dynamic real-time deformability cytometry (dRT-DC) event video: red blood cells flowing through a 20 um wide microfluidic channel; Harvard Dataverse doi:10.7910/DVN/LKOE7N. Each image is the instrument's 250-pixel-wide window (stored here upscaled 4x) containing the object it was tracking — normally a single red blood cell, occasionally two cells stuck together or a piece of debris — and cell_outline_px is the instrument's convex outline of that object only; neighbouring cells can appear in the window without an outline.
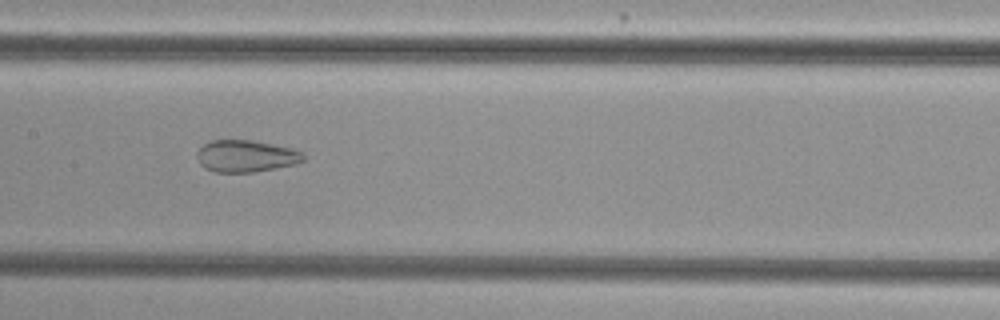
{"species": "common noctule bat (a hibernating species)", "species_latin": "Nyctalus noctula", "temperature_condition": "cold", "stored_images_in_passage": 40, "camera_frame_rate_fps": 3000, "um_per_image_px": 0.085, "animal": {"sex": "female", "body_mass_g": 29.2, "forearm_length_mm": 56.3}, "frame": {"image": 1, "passage_image": 13, "time_ms": 4.0, "image_size_px": [1000, 320], "cell_outline_px": [[304, 160], [296, 164], [276, 168], [252, 172], [216, 172], [204, 168], [200, 164], [196, 156], [196, 152], [204, 144], [212, 140], [252, 140], [292, 148], [300, 152], [304, 156]], "centroid_in_image_um": [20.88, 13.27], "position_along_channel_um": 186.5, "area_um2": 19.77}}
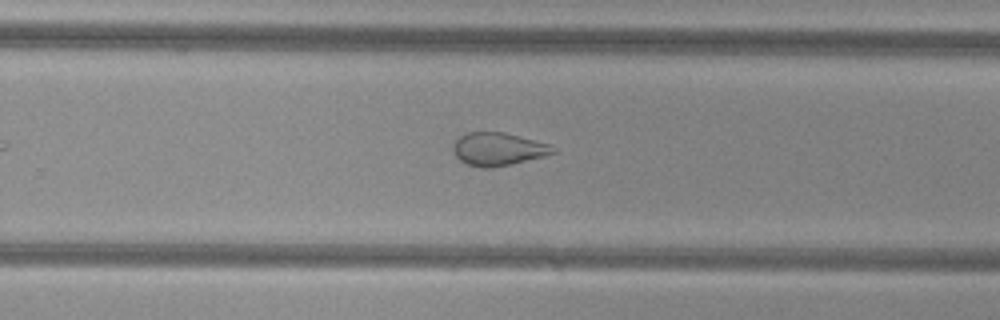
{"frame": {"image": 2, "passage_image": 21, "time_ms": 6.667, "image_size_px": [1000, 320], "cell_outline_px": [[556, 152], [544, 156], [492, 168], [480, 168], [468, 164], [460, 160], [452, 152], [452, 144], [460, 136], [468, 132], [504, 132], [548, 144], [556, 148]], "centroid_in_image_um": [42.3, 12.67], "position_along_channel_um": 287.5, "area_um2": 19.07}}
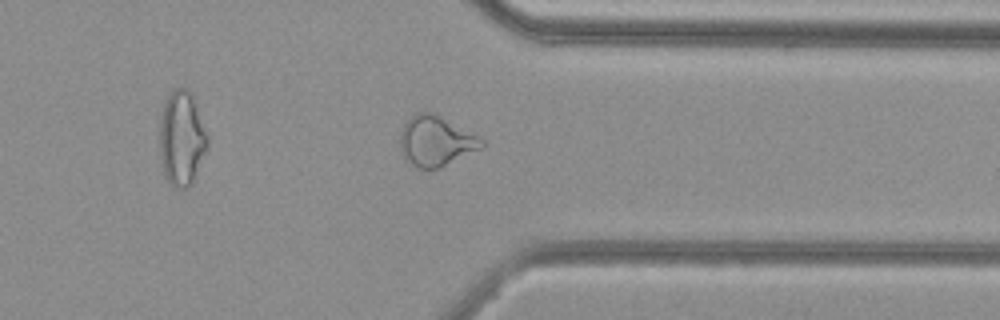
{"frame": {"image": 3, "passage_image": 28, "time_ms": 9.0, "image_size_px": [1000, 320], "cell_outline_px": [[484, 144], [480, 148], [440, 168], [420, 168], [412, 164], [404, 156], [400, 148], [400, 132], [404, 124], [416, 112], [432, 112], [440, 116], [484, 140]], "centroid_in_image_um": [37.01, 11.98], "position_along_channel_um": 374.4, "area_um2": 23.24}}